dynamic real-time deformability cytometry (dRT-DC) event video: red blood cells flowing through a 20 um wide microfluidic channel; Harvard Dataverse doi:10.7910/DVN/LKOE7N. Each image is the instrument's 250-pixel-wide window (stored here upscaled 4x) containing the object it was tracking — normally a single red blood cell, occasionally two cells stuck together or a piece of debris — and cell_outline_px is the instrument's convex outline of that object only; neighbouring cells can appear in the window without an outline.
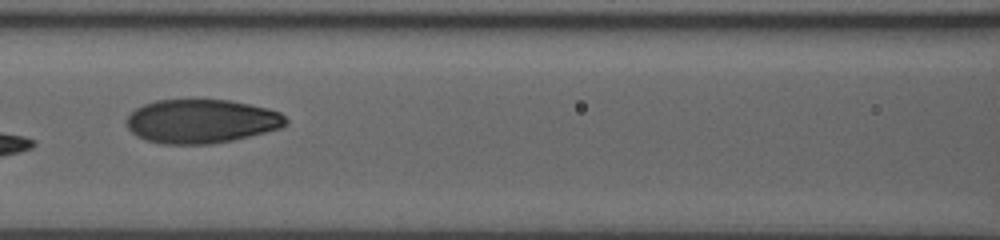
{"species": "human", "species_latin": "Homo sapiens", "temperature_condition": "room temperature", "stored_images_in_passage": 15, "camera_frame_rate_fps": 3000, "um_per_image_px": 0.085, "donor": {"sex": "male"}, "frame": {"image": 1, "passage_image": 5, "time_ms": 3.667, "image_size_px": [1000, 240], "cell_outline_px": [[288, 120], [280, 128], [232, 140], [212, 144], [164, 144], [144, 140], [136, 136], [128, 128], [124, 120], [136, 108], [144, 104], [156, 100], [228, 100], [268, 108], [280, 112]], "centroid_in_image_um": [17.07, 10.31], "position_along_channel_um": 149.5, "area_um2": 40.63}}
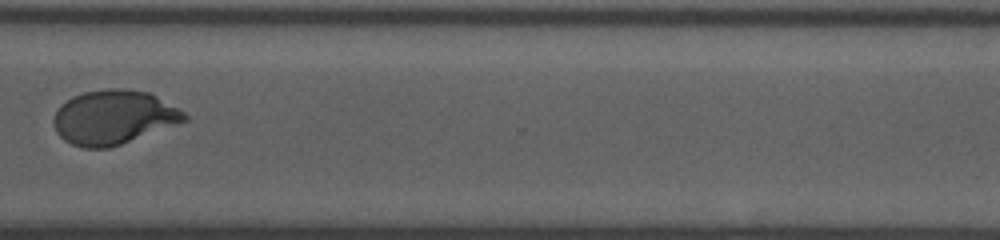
{"frame": {"image": 2, "passage_image": 11, "time_ms": 9.0, "image_size_px": [1000, 240], "cell_outline_px": [[188, 120], [120, 144], [108, 148], [84, 148], [72, 144], [64, 140], [56, 132], [52, 120], [60, 104], [72, 96], [84, 92], [108, 88], [120, 88], [148, 92], [156, 96], [184, 112], [188, 116]], "centroid_in_image_um": [9.61, 9.96], "position_along_channel_um": 361.0, "area_um2": 41.04}}
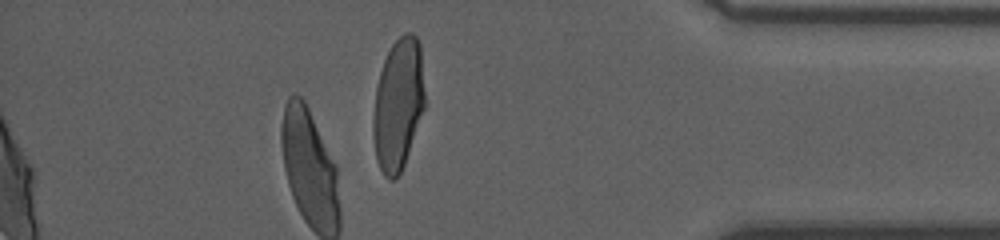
{"frame": {"image": 3, "passage_image": 13, "time_ms": 10.667, "image_size_px": [1000, 240], "cell_outline_px": [[424, 108], [404, 164], [400, 172], [392, 180], [388, 180], [384, 176], [376, 160], [372, 136], [372, 116], [376, 88], [380, 72], [384, 60], [392, 44], [404, 32], [412, 32], [416, 36], [420, 44], [424, 92]], "centroid_in_image_um": [33.82, 8.87], "position_along_channel_um": 401.4, "area_um2": 39.59}}